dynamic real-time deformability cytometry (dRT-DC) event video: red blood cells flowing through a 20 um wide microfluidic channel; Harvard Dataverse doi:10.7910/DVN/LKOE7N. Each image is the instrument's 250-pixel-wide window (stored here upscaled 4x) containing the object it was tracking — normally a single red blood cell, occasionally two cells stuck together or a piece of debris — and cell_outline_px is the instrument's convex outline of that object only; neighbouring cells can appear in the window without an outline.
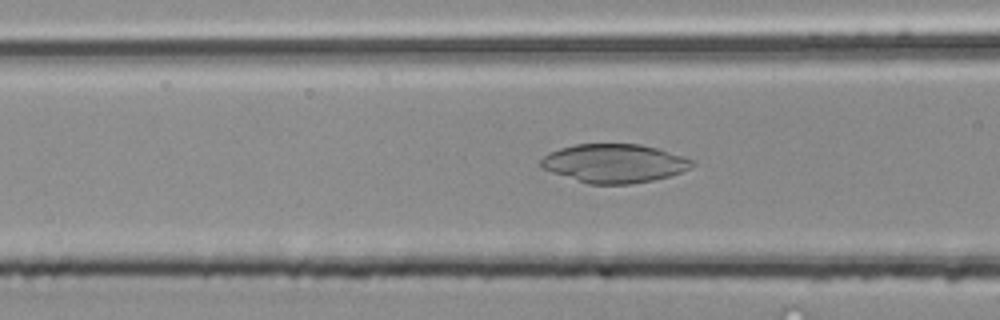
{"species": "common noctule bat (a hibernating species)", "species_latin": "Nyctalus noctula", "temperature_condition": "room temperature", "stored_images_in_passage": 51, "camera_frame_rate_fps": 3000, "um_per_image_px": 0.085, "animal": {"sex": "male", "body_mass_g": 20.4}, "frame": {"image": 1, "passage_image": 20, "time_ms": 6.333, "image_size_px": [1000, 320], "cell_outline_px": [[696, 164], [680, 172], [668, 176], [652, 180], [632, 184], [588, 184], [540, 168], [540, 160], [544, 156], [560, 148], [576, 144], [640, 144], [656, 148], [696, 160]], "centroid_in_image_um": [52.21, 13.88], "position_along_channel_um": 114.4, "area_um2": 33.93}}
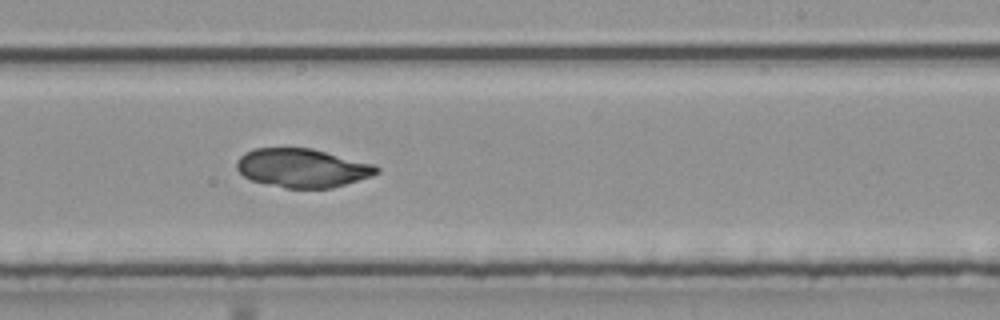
{"frame": {"image": 2, "passage_image": 31, "time_ms": 10.0, "image_size_px": [1000, 320], "cell_outline_px": [[380, 172], [372, 176], [332, 188], [284, 188], [252, 180], [244, 176], [236, 168], [236, 160], [244, 152], [252, 148], [312, 148], [376, 164], [380, 168]], "centroid_in_image_um": [25.72, 14.27], "position_along_channel_um": 263.3, "area_um2": 31.85}}
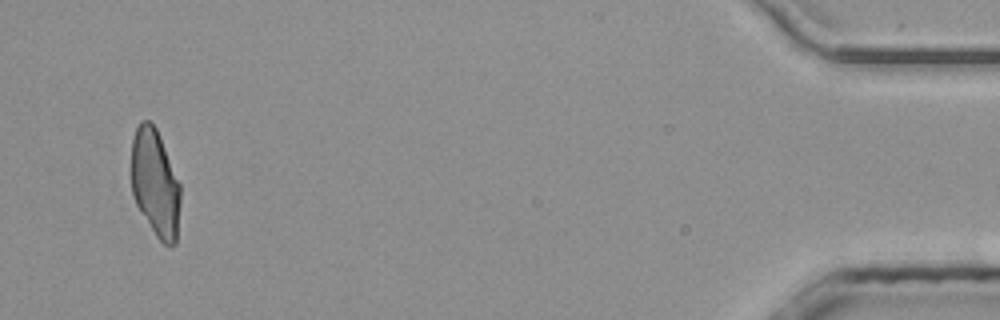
{"frame": {"image": 3, "passage_image": 49, "time_ms": 16.0, "image_size_px": [1000, 320], "cell_outline_px": [[180, 204], [176, 244], [172, 248], [164, 244], [156, 236], [136, 204], [132, 192], [132, 140], [136, 128], [140, 120], [148, 120], [156, 128], [180, 184]], "centroid_in_image_um": [13.2, 15.59], "position_along_channel_um": 422.0, "area_um2": 30.58}}